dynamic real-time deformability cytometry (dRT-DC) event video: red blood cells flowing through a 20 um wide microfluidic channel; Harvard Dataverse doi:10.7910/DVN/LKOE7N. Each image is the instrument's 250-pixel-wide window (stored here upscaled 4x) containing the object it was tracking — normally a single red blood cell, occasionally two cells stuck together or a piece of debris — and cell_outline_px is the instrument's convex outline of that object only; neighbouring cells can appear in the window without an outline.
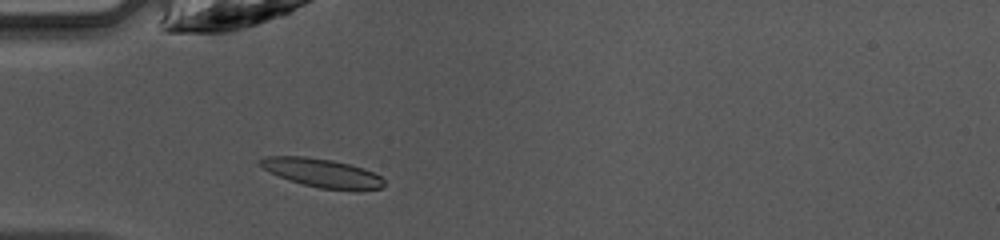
{"species": "common noctule bat (a hibernating species)", "species_latin": "Nyctalus noctula", "temperature_condition": "warm", "stored_images_in_passage": 38, "camera_frame_rate_fps": 3000, "um_per_image_px": 0.085, "animal": {"sex": "female", "body_mass_g": 10.0, "forearm_length_mm": 53.1}, "frame": {"image": 1, "passage_image": 5, "time_ms": 1.333, "image_size_px": [1000, 240], "cell_outline_px": [[384, 184], [380, 188], [320, 188], [288, 180], [264, 168], [256, 160], [264, 156], [304, 156], [332, 160], [364, 168], [380, 176], [384, 180]], "centroid_in_image_um": [27.3, 14.65], "position_along_channel_um": 57.7, "area_um2": 19.94}}
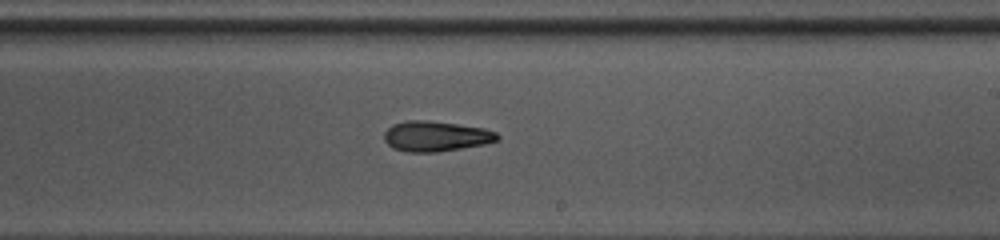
{"frame": {"image": 2, "passage_image": 19, "time_ms": 6.0, "image_size_px": [1000, 240], "cell_outline_px": [[500, 136], [496, 140], [484, 144], [436, 152], [408, 152], [392, 148], [384, 140], [384, 132], [392, 124], [408, 120], [428, 120], [484, 128], [496, 132]], "centroid_in_image_um": [37.01, 11.57], "position_along_channel_um": 252.0, "area_um2": 19.88}}
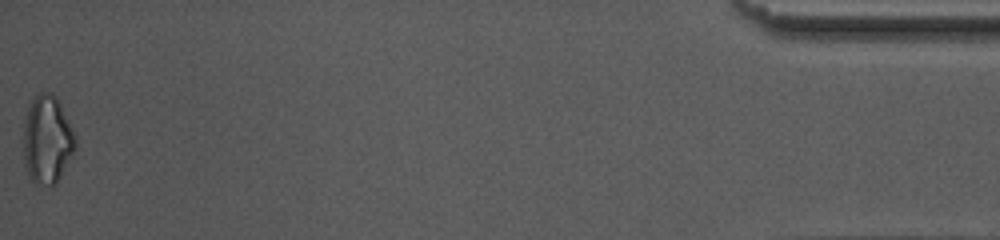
{"frame": {"image": 3, "passage_image": 38, "time_ms": 12.333, "image_size_px": [1000, 240], "cell_outline_px": [[76, 148], [72, 156], [56, 184], [52, 188], [36, 184], [32, 180], [24, 164], [24, 120], [28, 108], [32, 100], [40, 92], [52, 92], [56, 96], [76, 136]], "centroid_in_image_um": [4.02, 11.9], "position_along_channel_um": 431.2, "area_um2": 26.82}, "authors_computed_cell_mechanics": {"area_um2": 20.1144, "velocity_mm_per_s": 4.2503, "shape_relaxation_time_tau1_ms": 5.2846, "shape_relaxation_time_tau2_ms": 4.7692, "deformation_change_tau1": 0.1743, "deformation_change_tau2": 0.1428}}